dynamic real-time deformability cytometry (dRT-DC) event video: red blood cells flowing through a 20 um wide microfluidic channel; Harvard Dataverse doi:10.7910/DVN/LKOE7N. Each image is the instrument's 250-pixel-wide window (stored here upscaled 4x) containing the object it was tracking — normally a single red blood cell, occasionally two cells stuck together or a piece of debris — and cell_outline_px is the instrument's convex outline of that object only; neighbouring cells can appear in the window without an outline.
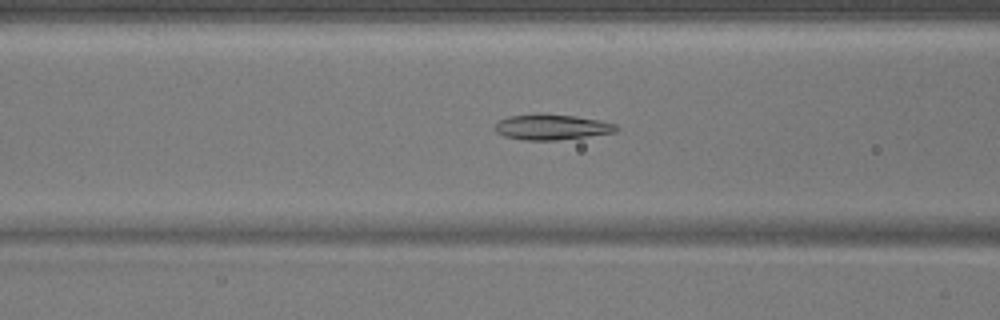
{"species": "common noctule bat (a hibernating species)", "species_latin": "Nyctalus noctula", "temperature_condition": "warm", "stored_images_in_passage": 51, "camera_frame_rate_fps": 3000, "um_per_image_px": 0.085, "animal": {"sex": "male", "body_mass_g": 17.9}, "frame": {"image": 1, "passage_image": 21, "time_ms": 6.667, "image_size_px": [1000, 320], "cell_outline_px": [[620, 128], [616, 132], [588, 136], [556, 140], [524, 140], [504, 136], [496, 132], [496, 124], [500, 120], [508, 116], [576, 116], [600, 120], [616, 124]], "centroid_in_image_um": [46.96, 10.83], "position_along_channel_um": 119.6, "area_um2": 17.28}}
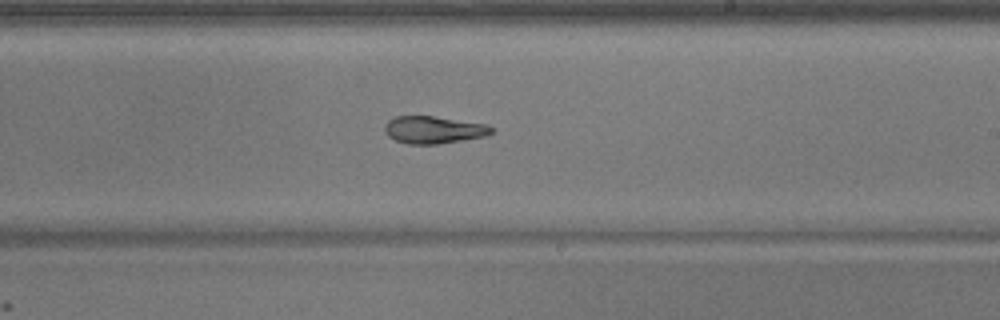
{"frame": {"image": 2, "passage_image": 31, "time_ms": 10.0, "image_size_px": [1000, 320], "cell_outline_px": [[492, 132], [488, 136], [436, 144], [408, 144], [396, 140], [388, 136], [384, 132], [384, 124], [388, 120], [396, 116], [432, 116], [488, 124], [492, 128]], "centroid_in_image_um": [36.84, 11.03], "position_along_channel_um": 252.2, "area_um2": 17.05}}
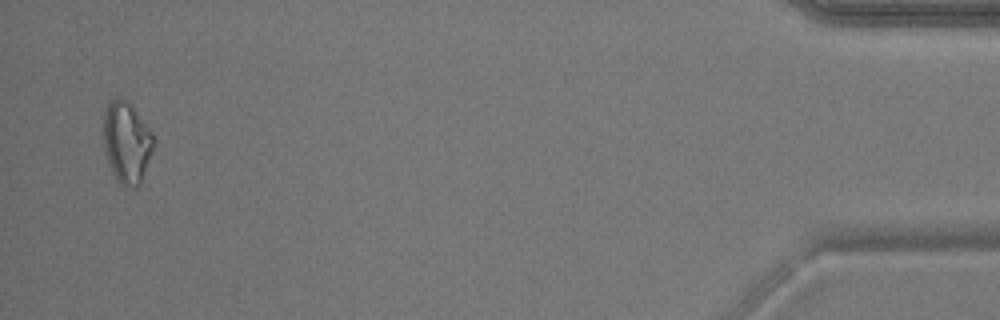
{"frame": {"image": 3, "passage_image": 50, "time_ms": 16.333, "image_size_px": [1000, 320], "cell_outline_px": [[152, 148], [140, 184], [136, 188], [124, 188], [116, 180], [112, 172], [104, 148], [104, 112], [108, 104], [116, 96], [128, 100], [152, 132]], "centroid_in_image_um": [10.74, 12.11], "position_along_channel_um": 424.5, "area_um2": 23.52}}